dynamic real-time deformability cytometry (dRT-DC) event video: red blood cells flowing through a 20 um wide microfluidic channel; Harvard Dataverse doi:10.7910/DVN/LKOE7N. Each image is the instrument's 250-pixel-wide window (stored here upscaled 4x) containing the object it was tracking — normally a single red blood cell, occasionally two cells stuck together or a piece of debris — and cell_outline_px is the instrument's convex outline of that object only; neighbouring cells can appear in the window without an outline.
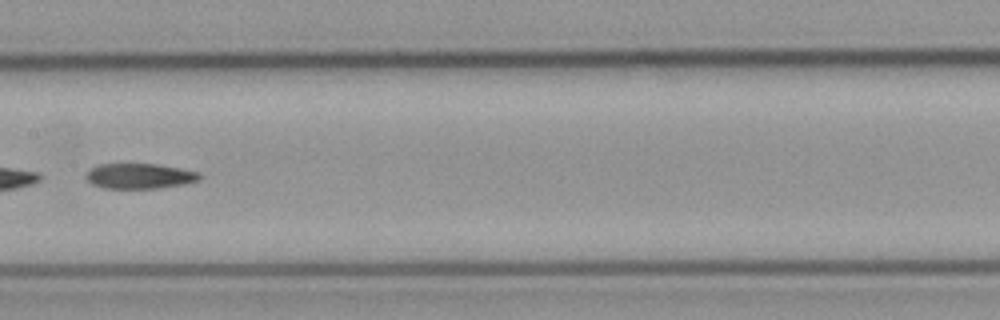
{"species": "common noctule bat (a hibernating species)", "species_latin": "Nyctalus noctula", "temperature_condition": "cold", "stored_images_in_passage": 8, "camera_frame_rate_fps": 3000, "um_per_image_px": 0.085, "animal": {"sex": "male", "body_mass_g": 23.1, "forearm_length_mm": 52.7}, "frame": {"image": 1, "passage_image": 7, "time_ms": 7.0, "image_size_px": [1000, 320], "cell_outline_px": [[200, 180], [184, 184], [160, 188], [104, 188], [92, 184], [88, 180], [88, 172], [92, 168], [100, 164], [156, 164], [180, 168], [200, 172]], "centroid_in_image_um": [11.92, 14.96], "position_along_channel_um": 195.5, "area_um2": 16.53}}
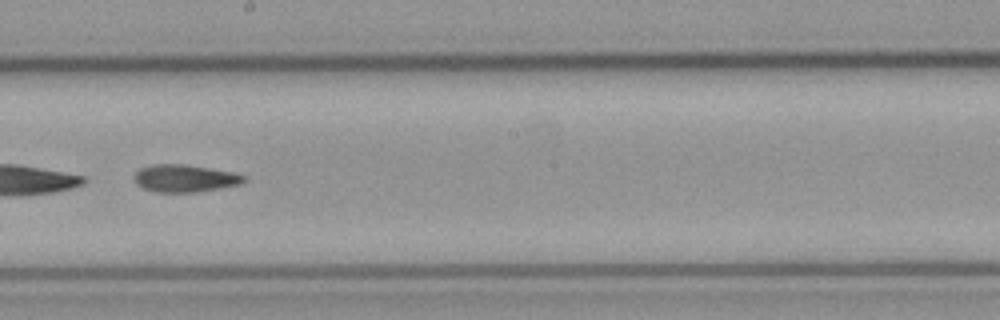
{"frame": {"image": 2, "passage_image": 8, "time_ms": 8.0, "image_size_px": [1000, 320], "cell_outline_px": [[244, 180], [240, 184], [196, 192], [156, 192], [144, 188], [136, 184], [136, 172], [140, 168], [152, 164], [184, 164], [232, 172], [244, 176]], "centroid_in_image_um": [15.67, 15.15], "position_along_channel_um": 232.5, "area_um2": 17.17}}